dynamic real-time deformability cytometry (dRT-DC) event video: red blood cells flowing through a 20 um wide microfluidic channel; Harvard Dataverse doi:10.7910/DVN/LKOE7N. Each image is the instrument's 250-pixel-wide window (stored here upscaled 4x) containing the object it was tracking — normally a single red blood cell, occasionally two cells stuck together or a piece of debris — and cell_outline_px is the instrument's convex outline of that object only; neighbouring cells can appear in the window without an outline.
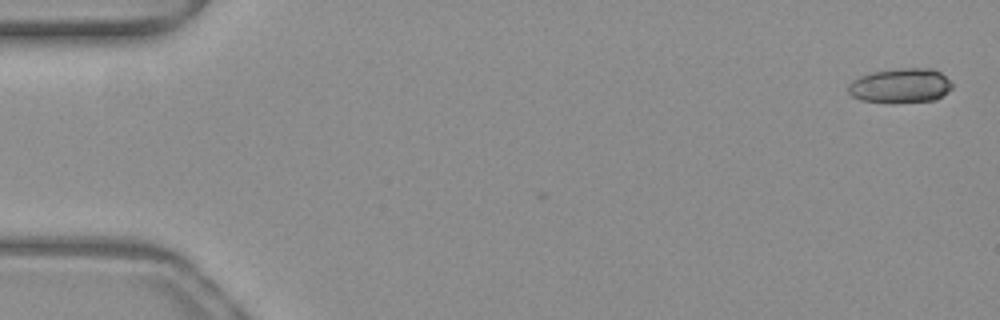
{"species": "common noctule bat (a hibernating species)", "species_latin": "Nyctalus noctula", "temperature_condition": "warm", "stored_images_in_passage": 2, "camera_frame_rate_fps": 3000, "um_per_image_px": 0.085, "animal": {"sex": "female", "body_mass_g": 19.3, "forearm_length_mm": 54.1}, "frame": {"image": 1, "passage_image": 2, "time_ms": 0.333, "image_size_px": [1000, 320], "cell_outline_px": [[952, 88], [936, 100], [860, 100], [852, 96], [848, 92], [848, 84], [852, 80], [860, 76], [872, 72], [900, 68], [932, 68], [940, 72], [952, 84]], "centroid_in_image_um": [76.53, 7.23], "position_along_channel_um": 8.5, "area_um2": 20.17}}